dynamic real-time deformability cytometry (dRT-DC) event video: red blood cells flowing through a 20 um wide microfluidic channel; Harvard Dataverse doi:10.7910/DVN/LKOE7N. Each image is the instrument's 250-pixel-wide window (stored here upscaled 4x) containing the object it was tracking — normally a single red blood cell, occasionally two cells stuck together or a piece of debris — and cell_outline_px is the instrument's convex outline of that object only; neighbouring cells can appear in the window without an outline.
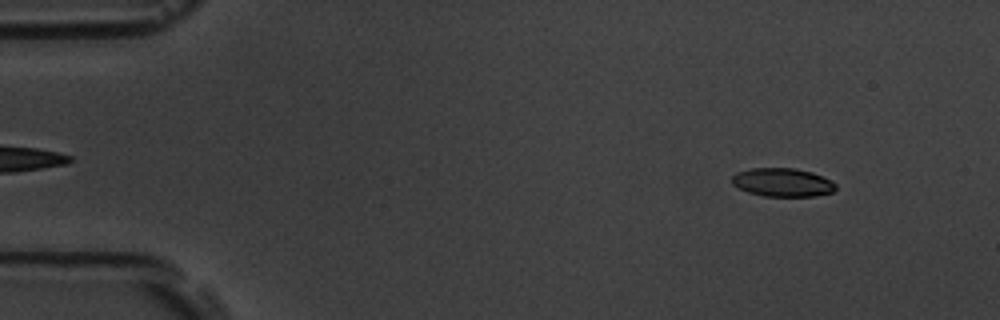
{"species": "common noctule bat (a hibernating species)", "species_latin": "Nyctalus noctula", "temperature_condition": "room temperature", "stored_images_in_passage": 54, "camera_frame_rate_fps": 3000, "um_per_image_px": 0.085, "animal": {"sex": "male", "body_mass_g": 19.5, "forearm_length_mm": 54.6}, "frame": {"image": 1, "passage_image": 6, "time_ms": 1.667, "image_size_px": [1000, 320], "cell_outline_px": [[836, 188], [832, 192], [816, 196], [764, 196], [748, 192], [732, 184], [732, 176], [736, 172], [752, 168], [796, 168], [812, 172], [836, 184]], "centroid_in_image_um": [66.49, 15.5], "position_along_channel_um": 18.5, "area_um2": 17.11}}
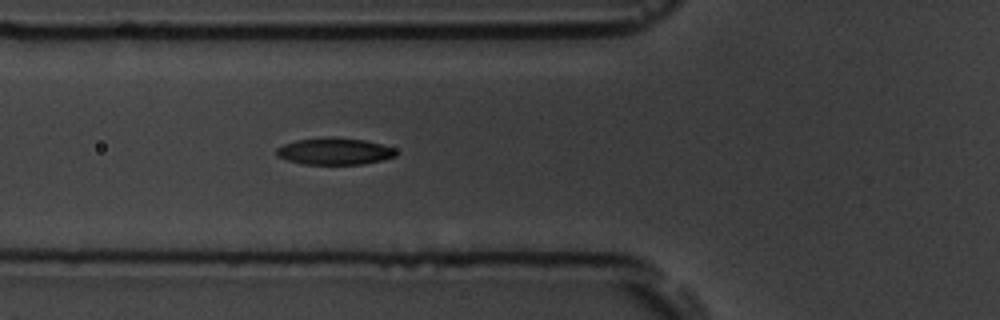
{"frame": {"image": 2, "passage_image": 20, "time_ms": 6.333, "image_size_px": [1000, 320], "cell_outline_px": [[396, 156], [384, 160], [364, 164], [304, 164], [288, 160], [276, 156], [276, 148], [284, 144], [296, 140], [332, 136], [364, 140], [396, 148]], "centroid_in_image_um": [28.45, 12.86], "position_along_channel_um": 97.4, "area_um2": 18.79}}
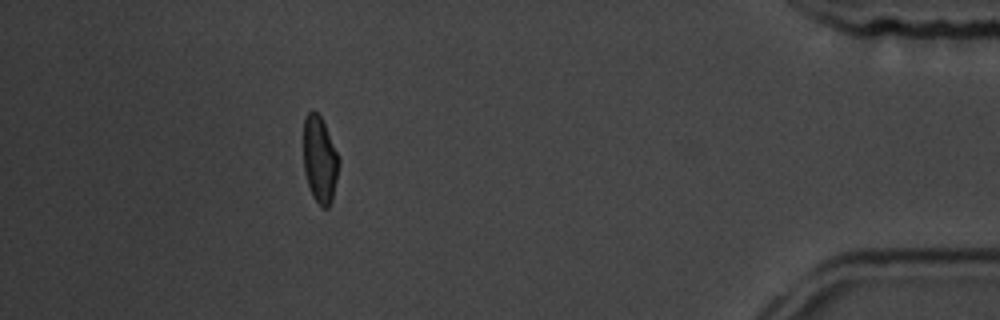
{"frame": {"image": 3, "passage_image": 49, "time_ms": 16.0, "image_size_px": [1000, 320], "cell_outline_px": [[340, 164], [332, 200], [328, 208], [320, 208], [312, 196], [304, 172], [304, 116], [312, 108], [320, 116], [324, 124], [340, 160]], "centroid_in_image_um": [27.18, 13.6], "position_along_channel_um": 408.0, "area_um2": 17.92}, "authors_computed_cell_mechanics": {"area_um2": 18.496, "velocity_mm_per_s": 3.7681, "shape_relaxation_time_tau1_ms": 2.5163, "shape_relaxation_time_tau2_ms": 2.9603, "deformation_change_tau1": 0.1421, "deformation_change_tau2": 0.0795}}